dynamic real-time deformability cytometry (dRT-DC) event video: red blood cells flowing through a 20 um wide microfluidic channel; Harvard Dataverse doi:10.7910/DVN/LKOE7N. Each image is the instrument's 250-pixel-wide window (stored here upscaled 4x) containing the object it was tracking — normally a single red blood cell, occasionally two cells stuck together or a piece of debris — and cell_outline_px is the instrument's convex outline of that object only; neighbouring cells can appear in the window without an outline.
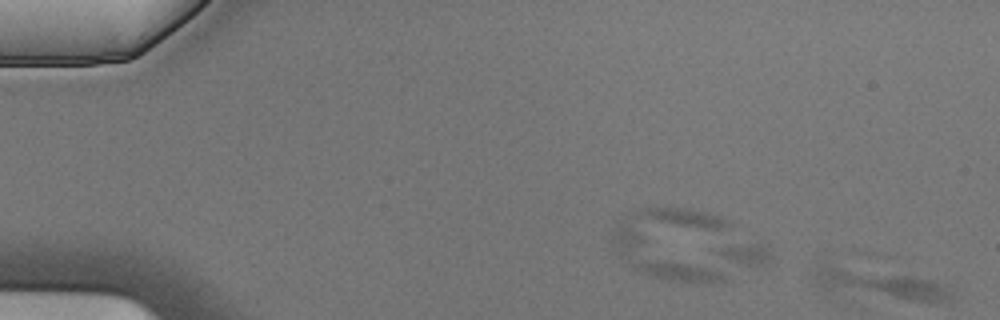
{"species": "Egyptian fruit bat (a non-hibernating species)", "species_latin": "Rousettus aegyptiacus", "temperature_condition": "cold", "stored_images_in_passage": 5, "segment_of_instrument_passage": [1, 2], "camera_frame_rate_fps": 3000, "um_per_image_px": 0.085, "animal": {"sex": "male"}, "frame": {"image": 1, "passage_image": 1, "time_ms": 0.0, "image_size_px": [1000, 320], "cell_outline_px": [[952, 292], [940, 304], [928, 304], [824, 288], [812, 284], [812, 268], [840, 268], [912, 276], [932, 280], [940, 284]], "centroid_in_image_um": [74.89, 24.22], "position_along_channel_um": 10.1, "area_um2": 22.25}}